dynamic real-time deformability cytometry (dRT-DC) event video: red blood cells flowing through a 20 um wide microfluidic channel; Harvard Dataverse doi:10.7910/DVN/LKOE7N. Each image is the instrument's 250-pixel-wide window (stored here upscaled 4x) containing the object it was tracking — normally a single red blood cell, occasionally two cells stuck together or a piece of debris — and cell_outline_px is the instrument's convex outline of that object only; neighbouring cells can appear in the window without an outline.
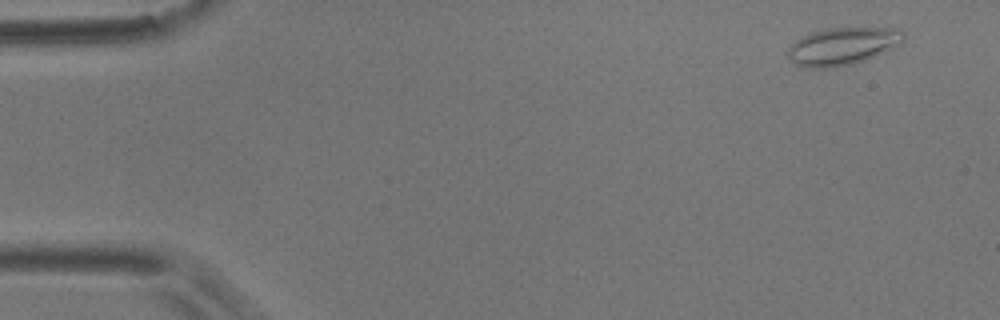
{"species": "common noctule bat (a hibernating species)", "species_latin": "Nyctalus noctula", "temperature_condition": "room temperature", "stored_images_in_passage": 10, "camera_frame_rate_fps": 3000, "um_per_image_px": 0.085, "animal": {"sex": "male", "body_mass_g": 17.9}, "frame": {"image": 1, "passage_image": 1, "time_ms": 0.0, "image_size_px": [1000, 320], "cell_outline_px": [[904, 40], [892, 48], [884, 52], [864, 60], [852, 64], [828, 68], [808, 68], [796, 64], [788, 56], [788, 48], [800, 36], [812, 32], [828, 28], [900, 28], [904, 32]], "centroid_in_image_um": [71.62, 3.92], "position_along_channel_um": 13.4, "area_um2": 25.14}}
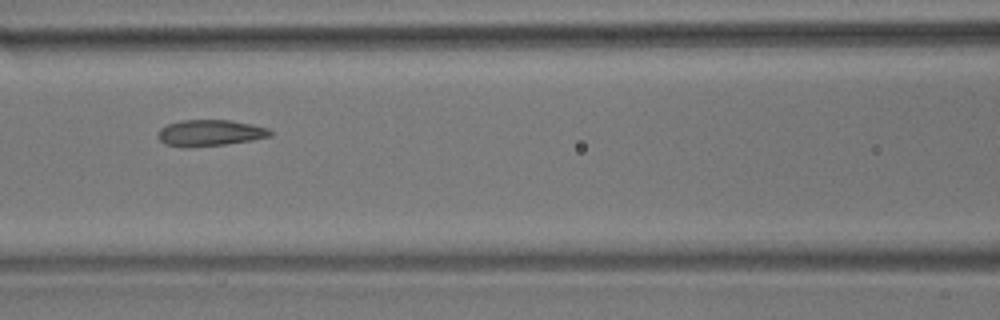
{"frame": {"image": 2, "passage_image": 7, "time_ms": 2.0, "image_size_px": [1000, 320], "cell_outline_px": [[272, 136], [252, 140], [224, 144], [188, 148], [184, 148], [164, 144], [156, 136], [156, 132], [160, 128], [168, 124], [180, 120], [228, 120], [252, 124], [268, 128], [272, 132]], "centroid_in_image_um": [17.8, 11.3], "position_along_channel_um": 148.8, "area_um2": 17.4}}